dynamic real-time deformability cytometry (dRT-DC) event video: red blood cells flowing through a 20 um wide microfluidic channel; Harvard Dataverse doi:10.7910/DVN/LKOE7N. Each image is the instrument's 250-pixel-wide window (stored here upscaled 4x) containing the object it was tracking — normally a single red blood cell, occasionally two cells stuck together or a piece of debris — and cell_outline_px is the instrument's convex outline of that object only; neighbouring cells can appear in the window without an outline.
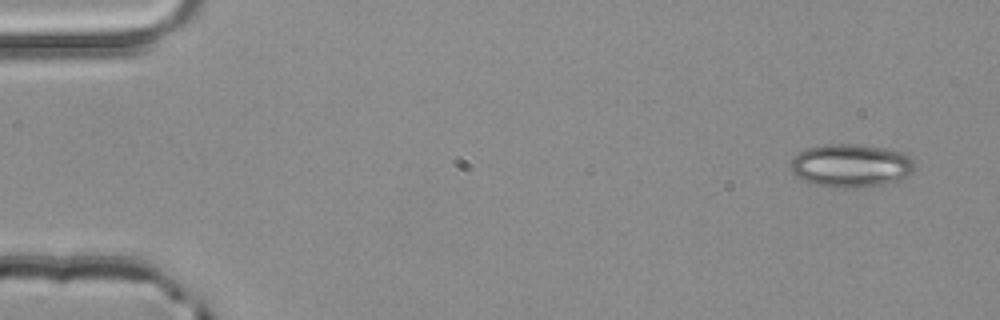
{"species": "common noctule bat (a hibernating species)", "species_latin": "Nyctalus noctula", "temperature_condition": "room temperature", "stored_images_in_passage": 3, "camera_frame_rate_fps": 3000, "um_per_image_px": 0.085, "animal": {"sex": "male", "body_mass_g": 20.4}, "frame": {"image": 1, "passage_image": 1, "time_ms": 0.0, "image_size_px": [1000, 320], "cell_outline_px": [[916, 168], [908, 176], [900, 180], [884, 184], [852, 188], [840, 188], [808, 184], [796, 176], [792, 172], [792, 156], [808, 148], [824, 144], [856, 144], [884, 148], [908, 152], [912, 156]], "centroid_in_image_um": [72.37, 14.08], "position_along_channel_um": 12.6, "area_um2": 31.79}}